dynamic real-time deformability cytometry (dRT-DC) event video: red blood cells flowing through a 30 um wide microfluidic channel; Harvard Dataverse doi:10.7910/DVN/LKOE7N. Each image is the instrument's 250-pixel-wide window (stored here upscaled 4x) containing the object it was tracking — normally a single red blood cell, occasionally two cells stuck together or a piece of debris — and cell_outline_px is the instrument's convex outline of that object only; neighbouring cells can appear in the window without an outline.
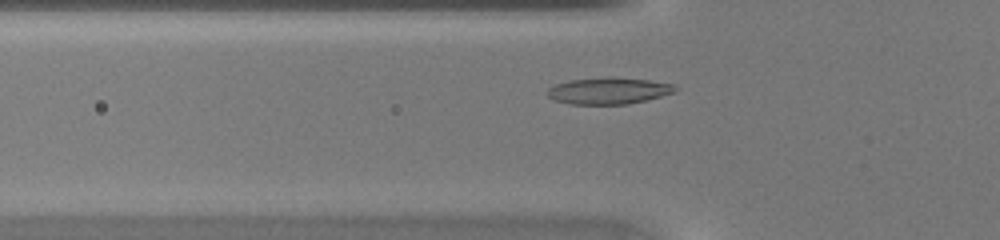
{"species": "common noctule bat (a hibernating species)", "species_latin": "Nyctalus noctula", "temperature_condition": "warm", "stored_images_in_passage": 37, "camera_frame_rate_fps": 3000, "um_per_image_px": 0.085, "animal": {"sex": "female", "body_mass_g": 20.0, "forearm_length_mm": 54.0}, "frame": {"image": 1, "passage_image": 7, "time_ms": 2.0, "image_size_px": [1000, 240], "cell_outline_px": [[676, 92], [628, 104], [572, 104], [556, 100], [548, 96], [544, 92], [548, 88], [556, 84], [568, 80], [612, 76], [648, 80], [676, 84]], "centroid_in_image_um": [51.72, 7.7], "position_along_channel_um": 74.1, "area_um2": 19.88}}
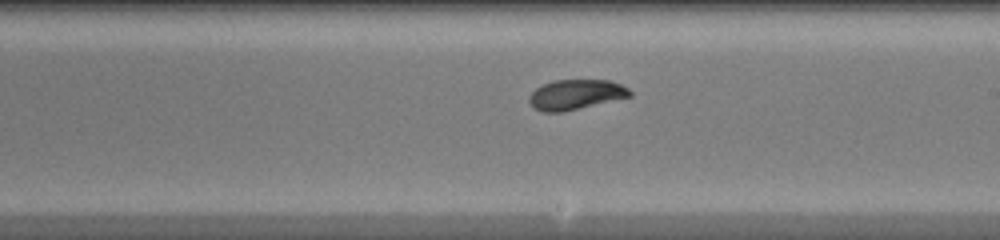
{"frame": {"image": 2, "passage_image": 18, "time_ms": 5.667, "image_size_px": [1000, 240], "cell_outline_px": [[632, 96], [564, 112], [540, 112], [532, 108], [528, 100], [528, 96], [536, 88], [552, 80], [608, 80], [620, 84], [628, 88], [632, 92]], "centroid_in_image_um": [48.9, 8.05], "position_along_channel_um": 240.1, "area_um2": 17.8}}
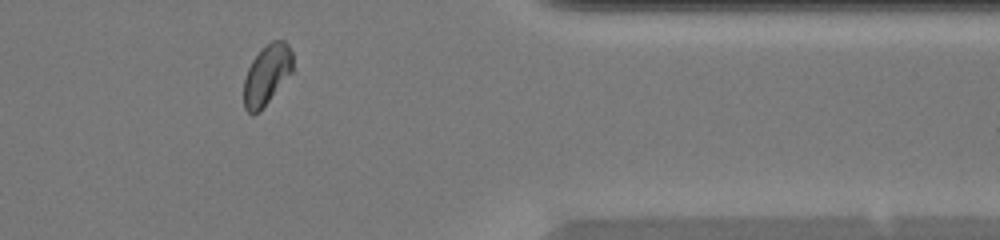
{"frame": {"image": 3, "passage_image": 29, "time_ms": 9.333, "image_size_px": [1000, 240], "cell_outline_px": [[292, 72], [260, 112], [252, 116], [244, 108], [244, 80], [248, 68], [252, 60], [272, 40], [284, 40], [288, 44], [292, 52]], "centroid_in_image_um": [22.67, 6.39], "position_along_channel_um": 388.7, "area_um2": 17.05}}